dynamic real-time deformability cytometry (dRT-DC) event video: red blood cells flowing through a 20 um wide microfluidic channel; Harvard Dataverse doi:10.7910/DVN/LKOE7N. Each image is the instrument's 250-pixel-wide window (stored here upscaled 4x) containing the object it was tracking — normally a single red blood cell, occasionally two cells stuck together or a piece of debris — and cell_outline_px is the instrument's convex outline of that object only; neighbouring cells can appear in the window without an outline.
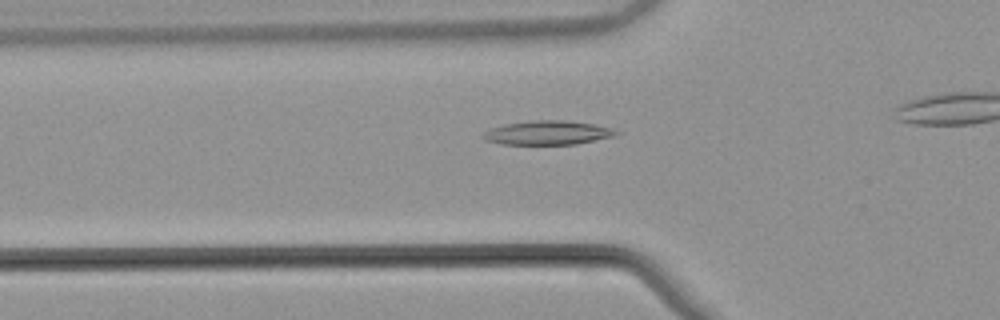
{"species": "common noctule bat (a hibernating species)", "species_latin": "Nyctalus noctula", "temperature_condition": "warm", "stored_images_in_passage": 32, "camera_frame_rate_fps": 3000, "um_per_image_px": 0.085, "animal": {"sex": "male", "body_mass_g": 21.5, "forearm_length_mm": 52.0}, "frame": {"image": 1, "passage_image": 7, "time_ms": 2.0, "image_size_px": [1000, 320], "cell_outline_px": [[620, 132], [612, 136], [576, 144], [500, 144], [484, 140], [480, 136], [484, 132], [492, 128], [504, 124], [532, 120], [564, 120], [592, 124], [608, 128]], "centroid_in_image_um": [46.46, 11.28], "position_along_channel_um": 79.3, "area_um2": 18.38}}
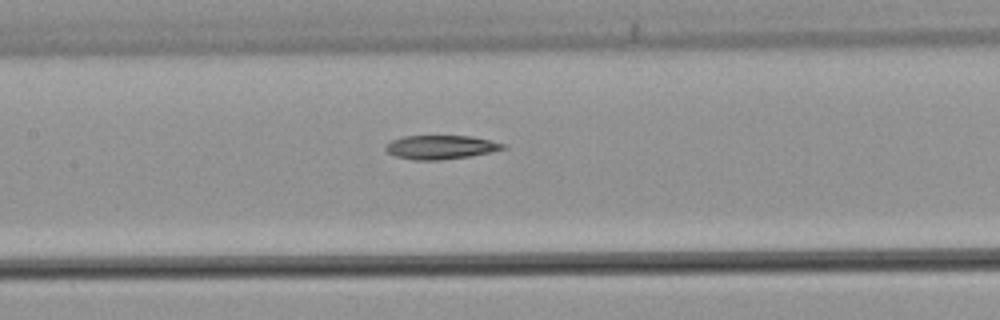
{"frame": {"image": 2, "passage_image": 14, "time_ms": 4.333, "image_size_px": [1000, 320], "cell_outline_px": [[508, 148], [492, 152], [468, 156], [440, 160], [412, 160], [396, 156], [388, 152], [384, 148], [384, 144], [392, 140], [404, 136], [472, 136], [492, 140], [504, 144]], "centroid_in_image_um": [37.47, 12.5], "position_along_channel_um": 169.9, "area_um2": 16.42}}
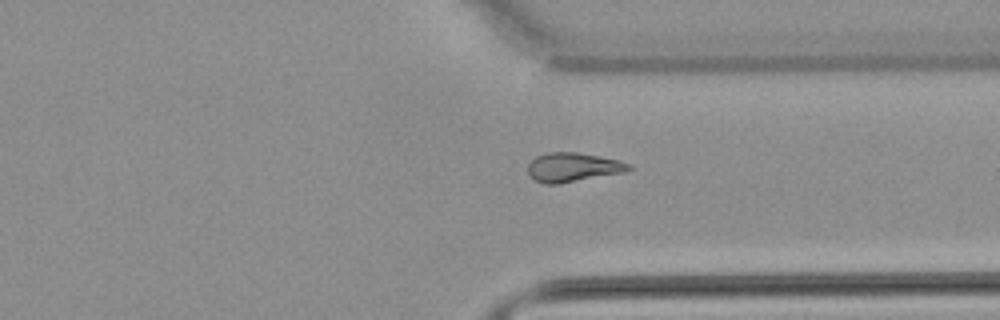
{"frame": {"image": 3, "passage_image": 29, "time_ms": 9.333, "image_size_px": [1000, 320], "cell_outline_px": [[636, 168], [624, 172], [556, 184], [544, 184], [528, 176], [528, 164], [536, 156], [548, 152], [576, 152], [620, 160], [632, 164]], "centroid_in_image_um": [48.72, 14.21], "position_along_channel_um": 362.7, "area_um2": 17.17}}